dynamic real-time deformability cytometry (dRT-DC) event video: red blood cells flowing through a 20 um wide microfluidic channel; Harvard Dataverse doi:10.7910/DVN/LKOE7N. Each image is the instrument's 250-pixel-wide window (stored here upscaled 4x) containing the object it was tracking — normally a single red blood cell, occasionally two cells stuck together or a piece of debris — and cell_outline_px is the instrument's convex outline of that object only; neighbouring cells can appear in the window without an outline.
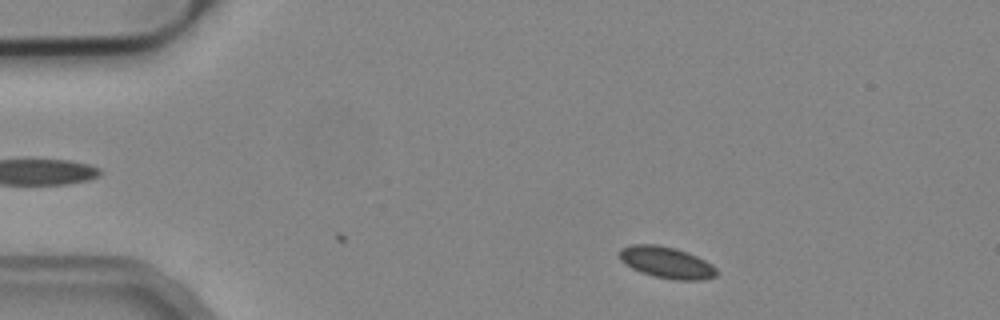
{"species": "common noctule bat (a hibernating species)", "species_latin": "Nyctalus noctula", "temperature_condition": "cold", "stored_images_in_passage": 17, "camera_frame_rate_fps": 3000, "um_per_image_px": 0.085, "animal": {"sex": "male", "body_mass_g": 19.2, "forearm_length_mm": 51.8}, "frame": {"image": 1, "passage_image": 2, "time_ms": 0.333, "image_size_px": [1000, 320], "cell_outline_px": [[716, 276], [704, 280], [676, 280], [656, 276], [640, 272], [632, 268], [620, 260], [620, 248], [632, 244], [656, 244], [676, 248], [688, 252], [712, 264], [716, 268]], "centroid_in_image_um": [56.66, 22.3], "position_along_channel_um": 28.3, "area_um2": 17.8}}
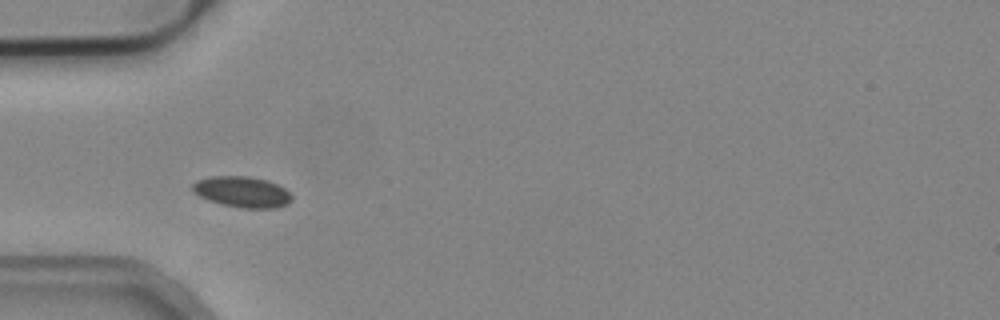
{"frame": {"image": 2, "passage_image": 10, "time_ms": 3.0, "image_size_px": [1000, 320], "cell_outline_px": [[292, 200], [288, 204], [276, 208], [244, 208], [220, 204], [208, 200], [200, 196], [192, 188], [192, 184], [196, 180], [212, 176], [248, 176], [268, 180], [284, 188], [292, 196]], "centroid_in_image_um": [20.6, 16.31], "position_along_channel_um": 64.4, "area_um2": 17.86}}